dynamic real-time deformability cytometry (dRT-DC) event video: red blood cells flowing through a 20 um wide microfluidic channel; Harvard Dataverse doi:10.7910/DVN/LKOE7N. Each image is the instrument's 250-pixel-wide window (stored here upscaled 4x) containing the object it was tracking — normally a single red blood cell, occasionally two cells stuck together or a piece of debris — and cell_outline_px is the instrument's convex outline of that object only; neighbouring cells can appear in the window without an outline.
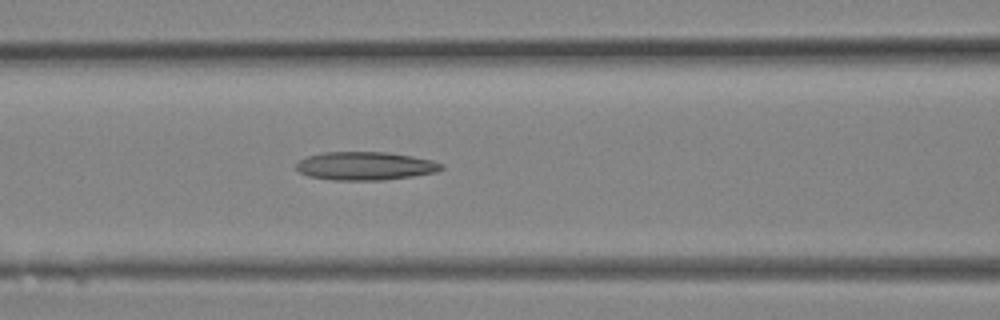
{"species": "Egyptian fruit bat (a non-hibernating species)", "species_latin": "Rousettus aegyptiacus", "temperature_condition": "room temperature", "stored_images_in_passage": 11, "camera_frame_rate_fps": 3000, "um_per_image_px": 0.085, "animal": {"sex": "female"}, "frame": {"image": 1, "passage_image": 11, "time_ms": 3.333, "image_size_px": [1000, 320], "cell_outline_px": [[444, 168], [436, 172], [412, 176], [384, 180], [332, 180], [308, 176], [300, 172], [296, 168], [296, 164], [300, 160], [308, 156], [320, 152], [388, 152], [412, 156], [432, 160], [444, 164]], "centroid_in_image_um": [31.05, 14.1], "position_along_channel_um": 135.5, "area_um2": 24.04}}